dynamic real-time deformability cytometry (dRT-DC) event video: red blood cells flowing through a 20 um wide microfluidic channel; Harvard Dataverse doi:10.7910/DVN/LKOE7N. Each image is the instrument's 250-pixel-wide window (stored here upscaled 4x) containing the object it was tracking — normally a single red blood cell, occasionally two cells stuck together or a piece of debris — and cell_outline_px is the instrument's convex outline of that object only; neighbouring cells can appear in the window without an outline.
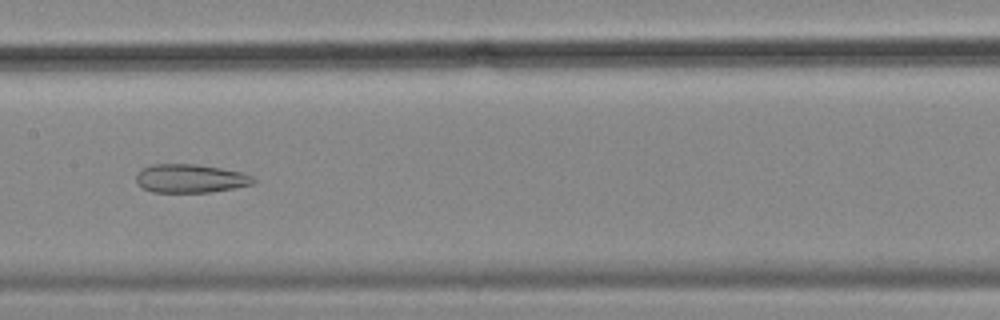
{"species": "common noctule bat (a hibernating species)", "species_latin": "Nyctalus noctula", "temperature_condition": "cold", "stored_images_in_passage": 55, "camera_frame_rate_fps": 3000, "um_per_image_px": 0.085, "animal": {"sex": "female", "body_mass_g": 18.4}, "frame": {"image": 1, "passage_image": 27, "time_ms": 8.667, "image_size_px": [1000, 320], "cell_outline_px": [[256, 180], [252, 184], [232, 188], [208, 192], [152, 192], [136, 184], [136, 176], [144, 168], [152, 164], [196, 164], [220, 168], [240, 172], [252, 176]], "centroid_in_image_um": [16.16, 15.17], "position_along_channel_um": 191.2, "area_um2": 19.25}}
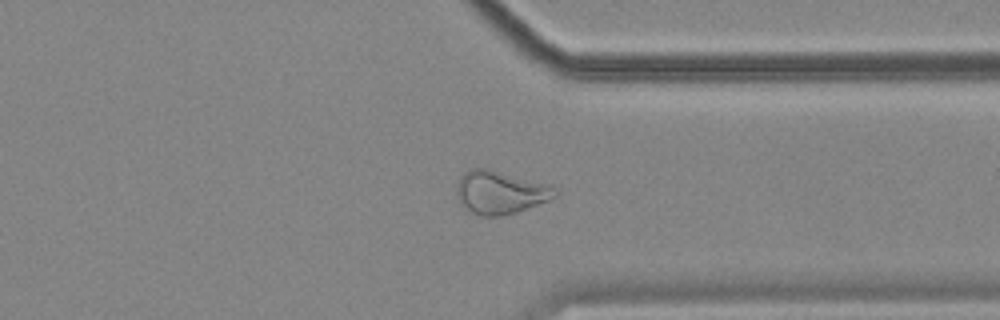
{"frame": {"image": 2, "passage_image": 42, "time_ms": 13.667, "image_size_px": [1000, 320], "cell_outline_px": [[560, 196], [516, 212], [500, 216], [480, 216], [464, 208], [456, 196], [456, 184], [460, 176], [464, 172], [472, 168], [488, 168], [552, 184]], "centroid_in_image_um": [42.53, 16.33], "position_along_channel_um": 368.9, "area_um2": 25.14}}
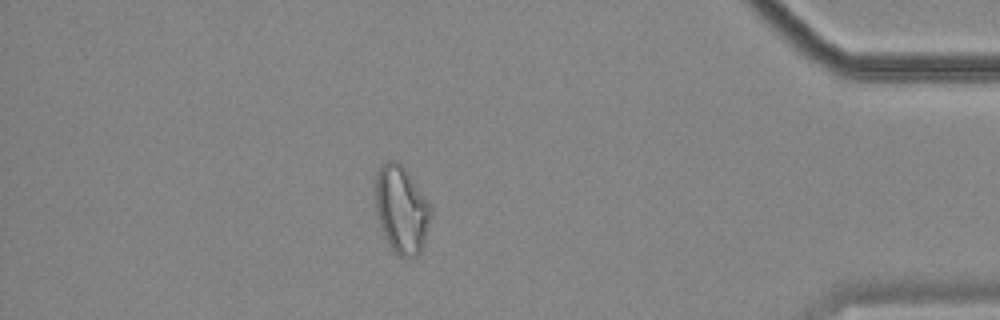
{"frame": {"image": 3, "passage_image": 48, "time_ms": 15.667, "image_size_px": [1000, 320], "cell_outline_px": [[432, 208], [424, 240], [420, 252], [416, 256], [400, 256], [388, 244], [384, 236], [376, 212], [376, 172], [380, 164], [388, 160], [396, 160], [408, 172], [428, 200]], "centroid_in_image_um": [34.11, 17.76], "position_along_channel_um": 401.1, "area_um2": 27.92}, "authors_computed_cell_mechanics": {"area_um2": 27.8596, "velocity_mm_per_s": 3.5602, "shape_relaxation_time_tau1_ms": null, "shape_relaxation_time_tau2_ms": 3.9692, "deformation_change_tau1": null, "deformation_change_tau2": 0.125}}